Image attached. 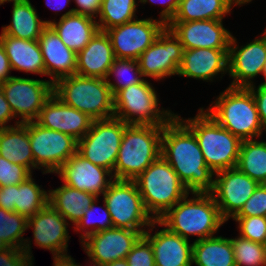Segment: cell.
Listing matches in <instances>:
<instances>
[{"mask_svg":"<svg viewBox=\"0 0 266 266\" xmlns=\"http://www.w3.org/2000/svg\"><path fill=\"white\" fill-rule=\"evenodd\" d=\"M90 264H91V266L93 265V266H99V265H96V264H92L91 262H90ZM81 266V265H80Z\"/></svg>","mask_w":266,"mask_h":266,"instance_id":"cell-59","label":"cell"},{"mask_svg":"<svg viewBox=\"0 0 266 266\" xmlns=\"http://www.w3.org/2000/svg\"><path fill=\"white\" fill-rule=\"evenodd\" d=\"M155 220L143 236L150 242L156 266H192L193 243L180 235L169 231L166 227L155 232ZM150 231V232H149Z\"/></svg>","mask_w":266,"mask_h":266,"instance_id":"cell-22","label":"cell"},{"mask_svg":"<svg viewBox=\"0 0 266 266\" xmlns=\"http://www.w3.org/2000/svg\"><path fill=\"white\" fill-rule=\"evenodd\" d=\"M210 105L203 110L242 141L260 138L265 132L248 88L227 87Z\"/></svg>","mask_w":266,"mask_h":266,"instance_id":"cell-3","label":"cell"},{"mask_svg":"<svg viewBox=\"0 0 266 266\" xmlns=\"http://www.w3.org/2000/svg\"><path fill=\"white\" fill-rule=\"evenodd\" d=\"M22 249L9 247L0 252V266H34Z\"/></svg>","mask_w":266,"mask_h":266,"instance_id":"cell-44","label":"cell"},{"mask_svg":"<svg viewBox=\"0 0 266 266\" xmlns=\"http://www.w3.org/2000/svg\"><path fill=\"white\" fill-rule=\"evenodd\" d=\"M0 208L15 212L14 185L0 187Z\"/></svg>","mask_w":266,"mask_h":266,"instance_id":"cell-49","label":"cell"},{"mask_svg":"<svg viewBox=\"0 0 266 266\" xmlns=\"http://www.w3.org/2000/svg\"><path fill=\"white\" fill-rule=\"evenodd\" d=\"M161 155L189 193H210L215 173L206 165L194 133L175 115L163 126Z\"/></svg>","mask_w":266,"mask_h":266,"instance_id":"cell-1","label":"cell"},{"mask_svg":"<svg viewBox=\"0 0 266 266\" xmlns=\"http://www.w3.org/2000/svg\"><path fill=\"white\" fill-rule=\"evenodd\" d=\"M213 190L210 192L227 222L243 207L259 183L242 173L237 167L215 173Z\"/></svg>","mask_w":266,"mask_h":266,"instance_id":"cell-15","label":"cell"},{"mask_svg":"<svg viewBox=\"0 0 266 266\" xmlns=\"http://www.w3.org/2000/svg\"><path fill=\"white\" fill-rule=\"evenodd\" d=\"M262 75L264 76V80L265 81L263 83L261 82V84H259V85L266 86V59H265V65H264V69H263Z\"/></svg>","mask_w":266,"mask_h":266,"instance_id":"cell-56","label":"cell"},{"mask_svg":"<svg viewBox=\"0 0 266 266\" xmlns=\"http://www.w3.org/2000/svg\"><path fill=\"white\" fill-rule=\"evenodd\" d=\"M68 221L49 203L28 218L27 228L33 231L34 243L39 248L48 249L53 256L67 254L68 242ZM69 235V236H68Z\"/></svg>","mask_w":266,"mask_h":266,"instance_id":"cell-20","label":"cell"},{"mask_svg":"<svg viewBox=\"0 0 266 266\" xmlns=\"http://www.w3.org/2000/svg\"><path fill=\"white\" fill-rule=\"evenodd\" d=\"M29 2L30 0H0V5L4 4L5 2Z\"/></svg>","mask_w":266,"mask_h":266,"instance_id":"cell-55","label":"cell"},{"mask_svg":"<svg viewBox=\"0 0 266 266\" xmlns=\"http://www.w3.org/2000/svg\"><path fill=\"white\" fill-rule=\"evenodd\" d=\"M239 6L243 5V4H247L250 3L252 0H235Z\"/></svg>","mask_w":266,"mask_h":266,"instance_id":"cell-57","label":"cell"},{"mask_svg":"<svg viewBox=\"0 0 266 266\" xmlns=\"http://www.w3.org/2000/svg\"><path fill=\"white\" fill-rule=\"evenodd\" d=\"M237 168L259 184H266V141L243 140Z\"/></svg>","mask_w":266,"mask_h":266,"instance_id":"cell-33","label":"cell"},{"mask_svg":"<svg viewBox=\"0 0 266 266\" xmlns=\"http://www.w3.org/2000/svg\"><path fill=\"white\" fill-rule=\"evenodd\" d=\"M115 59L108 34L98 30L90 42L77 53L76 74L106 79Z\"/></svg>","mask_w":266,"mask_h":266,"instance_id":"cell-25","label":"cell"},{"mask_svg":"<svg viewBox=\"0 0 266 266\" xmlns=\"http://www.w3.org/2000/svg\"><path fill=\"white\" fill-rule=\"evenodd\" d=\"M228 50L184 49L177 75L212 82L218 74L228 73Z\"/></svg>","mask_w":266,"mask_h":266,"instance_id":"cell-23","label":"cell"},{"mask_svg":"<svg viewBox=\"0 0 266 266\" xmlns=\"http://www.w3.org/2000/svg\"><path fill=\"white\" fill-rule=\"evenodd\" d=\"M105 266H129V265L127 264L126 259L123 258V259H119V260L113 261L111 263H108Z\"/></svg>","mask_w":266,"mask_h":266,"instance_id":"cell-53","label":"cell"},{"mask_svg":"<svg viewBox=\"0 0 266 266\" xmlns=\"http://www.w3.org/2000/svg\"><path fill=\"white\" fill-rule=\"evenodd\" d=\"M191 194L193 198L187 194L159 218L158 225L186 240L190 235L198 236L194 241L197 242L215 236L226 221L221 217L211 193Z\"/></svg>","mask_w":266,"mask_h":266,"instance_id":"cell-2","label":"cell"},{"mask_svg":"<svg viewBox=\"0 0 266 266\" xmlns=\"http://www.w3.org/2000/svg\"><path fill=\"white\" fill-rule=\"evenodd\" d=\"M55 173L61 177L63 184L80 191L89 192L97 197L100 194L103 195L115 180L110 170L91 163L78 152Z\"/></svg>","mask_w":266,"mask_h":266,"instance_id":"cell-19","label":"cell"},{"mask_svg":"<svg viewBox=\"0 0 266 266\" xmlns=\"http://www.w3.org/2000/svg\"><path fill=\"white\" fill-rule=\"evenodd\" d=\"M11 23L3 26V34L25 40H39L47 21L41 20L31 2H13Z\"/></svg>","mask_w":266,"mask_h":266,"instance_id":"cell-30","label":"cell"},{"mask_svg":"<svg viewBox=\"0 0 266 266\" xmlns=\"http://www.w3.org/2000/svg\"><path fill=\"white\" fill-rule=\"evenodd\" d=\"M77 8H72L74 14L86 15L97 19L101 11L102 0H74Z\"/></svg>","mask_w":266,"mask_h":266,"instance_id":"cell-46","label":"cell"},{"mask_svg":"<svg viewBox=\"0 0 266 266\" xmlns=\"http://www.w3.org/2000/svg\"><path fill=\"white\" fill-rule=\"evenodd\" d=\"M0 156L26 167L31 173L34 157L29 138V122L15 121L13 127L0 128Z\"/></svg>","mask_w":266,"mask_h":266,"instance_id":"cell-28","label":"cell"},{"mask_svg":"<svg viewBox=\"0 0 266 266\" xmlns=\"http://www.w3.org/2000/svg\"><path fill=\"white\" fill-rule=\"evenodd\" d=\"M144 79L139 84H133L118 91L114 97V117L129 125L164 126L176 113L160 109L159 96Z\"/></svg>","mask_w":266,"mask_h":266,"instance_id":"cell-8","label":"cell"},{"mask_svg":"<svg viewBox=\"0 0 266 266\" xmlns=\"http://www.w3.org/2000/svg\"><path fill=\"white\" fill-rule=\"evenodd\" d=\"M176 116L194 133L206 165L214 173L237 167L242 140L217 123L203 107L193 118Z\"/></svg>","mask_w":266,"mask_h":266,"instance_id":"cell-4","label":"cell"},{"mask_svg":"<svg viewBox=\"0 0 266 266\" xmlns=\"http://www.w3.org/2000/svg\"><path fill=\"white\" fill-rule=\"evenodd\" d=\"M112 75H115V80L117 79L115 83L109 78ZM142 77L138 60L116 58L110 66L106 82L114 96L121 89L141 83L144 80Z\"/></svg>","mask_w":266,"mask_h":266,"instance_id":"cell-37","label":"cell"},{"mask_svg":"<svg viewBox=\"0 0 266 266\" xmlns=\"http://www.w3.org/2000/svg\"><path fill=\"white\" fill-rule=\"evenodd\" d=\"M27 220L26 217L17 212H9L0 208V239L10 247L22 249L33 262L31 241L23 237L25 231L28 229Z\"/></svg>","mask_w":266,"mask_h":266,"instance_id":"cell-35","label":"cell"},{"mask_svg":"<svg viewBox=\"0 0 266 266\" xmlns=\"http://www.w3.org/2000/svg\"><path fill=\"white\" fill-rule=\"evenodd\" d=\"M230 239L236 266H266L264 244L253 242L240 235Z\"/></svg>","mask_w":266,"mask_h":266,"instance_id":"cell-38","label":"cell"},{"mask_svg":"<svg viewBox=\"0 0 266 266\" xmlns=\"http://www.w3.org/2000/svg\"><path fill=\"white\" fill-rule=\"evenodd\" d=\"M142 4L150 3L151 4L155 2H159L160 4H163L165 8L160 12V20L163 21L166 25L173 19L175 16L178 7H179V0H138Z\"/></svg>","mask_w":266,"mask_h":266,"instance_id":"cell-47","label":"cell"},{"mask_svg":"<svg viewBox=\"0 0 266 266\" xmlns=\"http://www.w3.org/2000/svg\"><path fill=\"white\" fill-rule=\"evenodd\" d=\"M34 180L31 175L21 184L14 185L15 212L27 219L44 208L49 199V193Z\"/></svg>","mask_w":266,"mask_h":266,"instance_id":"cell-34","label":"cell"},{"mask_svg":"<svg viewBox=\"0 0 266 266\" xmlns=\"http://www.w3.org/2000/svg\"><path fill=\"white\" fill-rule=\"evenodd\" d=\"M183 50L178 38L166 26L138 59L143 78L150 77L159 81L177 75Z\"/></svg>","mask_w":266,"mask_h":266,"instance_id":"cell-14","label":"cell"},{"mask_svg":"<svg viewBox=\"0 0 266 266\" xmlns=\"http://www.w3.org/2000/svg\"><path fill=\"white\" fill-rule=\"evenodd\" d=\"M127 125L115 117L93 120L90 130L77 141V152L91 163L113 173Z\"/></svg>","mask_w":266,"mask_h":266,"instance_id":"cell-10","label":"cell"},{"mask_svg":"<svg viewBox=\"0 0 266 266\" xmlns=\"http://www.w3.org/2000/svg\"><path fill=\"white\" fill-rule=\"evenodd\" d=\"M165 27L166 24L160 19L136 18L105 32L110 38L115 58L138 60Z\"/></svg>","mask_w":266,"mask_h":266,"instance_id":"cell-13","label":"cell"},{"mask_svg":"<svg viewBox=\"0 0 266 266\" xmlns=\"http://www.w3.org/2000/svg\"><path fill=\"white\" fill-rule=\"evenodd\" d=\"M35 122L44 128L68 134L79 141L90 130L93 119L65 105L53 93L43 105Z\"/></svg>","mask_w":266,"mask_h":266,"instance_id":"cell-21","label":"cell"},{"mask_svg":"<svg viewBox=\"0 0 266 266\" xmlns=\"http://www.w3.org/2000/svg\"><path fill=\"white\" fill-rule=\"evenodd\" d=\"M223 20L169 22L166 26L178 38L183 49H229L232 33Z\"/></svg>","mask_w":266,"mask_h":266,"instance_id":"cell-18","label":"cell"},{"mask_svg":"<svg viewBox=\"0 0 266 266\" xmlns=\"http://www.w3.org/2000/svg\"><path fill=\"white\" fill-rule=\"evenodd\" d=\"M53 93L65 104L93 120L114 117V97L106 79L77 74L58 79Z\"/></svg>","mask_w":266,"mask_h":266,"instance_id":"cell-6","label":"cell"},{"mask_svg":"<svg viewBox=\"0 0 266 266\" xmlns=\"http://www.w3.org/2000/svg\"><path fill=\"white\" fill-rule=\"evenodd\" d=\"M53 258V266H80L69 254L53 256Z\"/></svg>","mask_w":266,"mask_h":266,"instance_id":"cell-51","label":"cell"},{"mask_svg":"<svg viewBox=\"0 0 266 266\" xmlns=\"http://www.w3.org/2000/svg\"><path fill=\"white\" fill-rule=\"evenodd\" d=\"M238 223L239 235L253 242L265 243L266 217L263 216H234Z\"/></svg>","mask_w":266,"mask_h":266,"instance_id":"cell-40","label":"cell"},{"mask_svg":"<svg viewBox=\"0 0 266 266\" xmlns=\"http://www.w3.org/2000/svg\"><path fill=\"white\" fill-rule=\"evenodd\" d=\"M16 118L7 102L5 95L0 87V128H9L13 125H7L10 120Z\"/></svg>","mask_w":266,"mask_h":266,"instance_id":"cell-48","label":"cell"},{"mask_svg":"<svg viewBox=\"0 0 266 266\" xmlns=\"http://www.w3.org/2000/svg\"><path fill=\"white\" fill-rule=\"evenodd\" d=\"M136 0H102L98 28L106 31L112 27L122 25L137 18Z\"/></svg>","mask_w":266,"mask_h":266,"instance_id":"cell-36","label":"cell"},{"mask_svg":"<svg viewBox=\"0 0 266 266\" xmlns=\"http://www.w3.org/2000/svg\"><path fill=\"white\" fill-rule=\"evenodd\" d=\"M98 200H99V198L95 199L93 204L84 211V215L76 223V225H75L76 227H73L74 231H78V232L80 231V233L85 232V233H82L81 236H80L81 242L84 239H86L88 236H90L92 234H95L96 232H99V231H102V230H106V229H109V228H113V222H112V219H111V215H110V213L108 211V208L106 207V204H105L104 200H103L104 206L103 207H101V206L98 207V208L102 209L101 213L103 214V216L100 217V218H97L98 216L96 218L94 217L95 216L94 214L98 210L97 207H96L97 206L96 203H98Z\"/></svg>","mask_w":266,"mask_h":266,"instance_id":"cell-39","label":"cell"},{"mask_svg":"<svg viewBox=\"0 0 266 266\" xmlns=\"http://www.w3.org/2000/svg\"><path fill=\"white\" fill-rule=\"evenodd\" d=\"M10 246L0 239V252L7 250Z\"/></svg>","mask_w":266,"mask_h":266,"instance_id":"cell-54","label":"cell"},{"mask_svg":"<svg viewBox=\"0 0 266 266\" xmlns=\"http://www.w3.org/2000/svg\"><path fill=\"white\" fill-rule=\"evenodd\" d=\"M0 43L5 48L12 70L46 75L39 40L19 39L1 32Z\"/></svg>","mask_w":266,"mask_h":266,"instance_id":"cell-27","label":"cell"},{"mask_svg":"<svg viewBox=\"0 0 266 266\" xmlns=\"http://www.w3.org/2000/svg\"><path fill=\"white\" fill-rule=\"evenodd\" d=\"M48 203L57 210L74 227L83 217L84 211L89 208L98 197L89 192L74 189L65 184L50 189Z\"/></svg>","mask_w":266,"mask_h":266,"instance_id":"cell-29","label":"cell"},{"mask_svg":"<svg viewBox=\"0 0 266 266\" xmlns=\"http://www.w3.org/2000/svg\"><path fill=\"white\" fill-rule=\"evenodd\" d=\"M46 76L54 84L58 79L76 74L77 54L69 49L55 30L47 25L39 37Z\"/></svg>","mask_w":266,"mask_h":266,"instance_id":"cell-24","label":"cell"},{"mask_svg":"<svg viewBox=\"0 0 266 266\" xmlns=\"http://www.w3.org/2000/svg\"><path fill=\"white\" fill-rule=\"evenodd\" d=\"M147 212L161 218L184 196L190 194L169 163L160 155L134 179Z\"/></svg>","mask_w":266,"mask_h":266,"instance_id":"cell-7","label":"cell"},{"mask_svg":"<svg viewBox=\"0 0 266 266\" xmlns=\"http://www.w3.org/2000/svg\"><path fill=\"white\" fill-rule=\"evenodd\" d=\"M232 35L228 50V74L233 79L229 87H249L261 75L266 59V31L246 45H236Z\"/></svg>","mask_w":266,"mask_h":266,"instance_id":"cell-16","label":"cell"},{"mask_svg":"<svg viewBox=\"0 0 266 266\" xmlns=\"http://www.w3.org/2000/svg\"><path fill=\"white\" fill-rule=\"evenodd\" d=\"M235 216L266 217V184H259Z\"/></svg>","mask_w":266,"mask_h":266,"instance_id":"cell-43","label":"cell"},{"mask_svg":"<svg viewBox=\"0 0 266 266\" xmlns=\"http://www.w3.org/2000/svg\"><path fill=\"white\" fill-rule=\"evenodd\" d=\"M192 263L196 266H236L231 239L213 236L193 242Z\"/></svg>","mask_w":266,"mask_h":266,"instance_id":"cell-32","label":"cell"},{"mask_svg":"<svg viewBox=\"0 0 266 266\" xmlns=\"http://www.w3.org/2000/svg\"><path fill=\"white\" fill-rule=\"evenodd\" d=\"M142 236L139 231L113 227L88 236L81 246L92 264L105 266L126 258Z\"/></svg>","mask_w":266,"mask_h":266,"instance_id":"cell-17","label":"cell"},{"mask_svg":"<svg viewBox=\"0 0 266 266\" xmlns=\"http://www.w3.org/2000/svg\"><path fill=\"white\" fill-rule=\"evenodd\" d=\"M0 87L15 117L20 123L35 121L45 102L53 94L51 81L13 76Z\"/></svg>","mask_w":266,"mask_h":266,"instance_id":"cell-12","label":"cell"},{"mask_svg":"<svg viewBox=\"0 0 266 266\" xmlns=\"http://www.w3.org/2000/svg\"><path fill=\"white\" fill-rule=\"evenodd\" d=\"M115 228H125L144 234L155 221L147 212L134 180L115 179L103 194ZM145 228V229H144Z\"/></svg>","mask_w":266,"mask_h":266,"instance_id":"cell-9","label":"cell"},{"mask_svg":"<svg viewBox=\"0 0 266 266\" xmlns=\"http://www.w3.org/2000/svg\"><path fill=\"white\" fill-rule=\"evenodd\" d=\"M71 0H46V5L52 7L55 12L61 11L65 6H67Z\"/></svg>","mask_w":266,"mask_h":266,"instance_id":"cell-52","label":"cell"},{"mask_svg":"<svg viewBox=\"0 0 266 266\" xmlns=\"http://www.w3.org/2000/svg\"><path fill=\"white\" fill-rule=\"evenodd\" d=\"M11 70L12 68L6 55L5 48L0 43V83L6 81L8 78L13 77L9 74Z\"/></svg>","mask_w":266,"mask_h":266,"instance_id":"cell-50","label":"cell"},{"mask_svg":"<svg viewBox=\"0 0 266 266\" xmlns=\"http://www.w3.org/2000/svg\"><path fill=\"white\" fill-rule=\"evenodd\" d=\"M264 248H265V251H266V240H265V243H264Z\"/></svg>","mask_w":266,"mask_h":266,"instance_id":"cell-58","label":"cell"},{"mask_svg":"<svg viewBox=\"0 0 266 266\" xmlns=\"http://www.w3.org/2000/svg\"><path fill=\"white\" fill-rule=\"evenodd\" d=\"M59 21L46 20L58 34L62 42L76 54L80 52L99 30L97 20L69 9L59 17Z\"/></svg>","mask_w":266,"mask_h":266,"instance_id":"cell-26","label":"cell"},{"mask_svg":"<svg viewBox=\"0 0 266 266\" xmlns=\"http://www.w3.org/2000/svg\"><path fill=\"white\" fill-rule=\"evenodd\" d=\"M29 138L34 157V169L43 174L55 173L77 152V140L72 136L29 122Z\"/></svg>","mask_w":266,"mask_h":266,"instance_id":"cell-11","label":"cell"},{"mask_svg":"<svg viewBox=\"0 0 266 266\" xmlns=\"http://www.w3.org/2000/svg\"><path fill=\"white\" fill-rule=\"evenodd\" d=\"M163 126L127 125L118 152L113 176L134 180L161 155Z\"/></svg>","mask_w":266,"mask_h":266,"instance_id":"cell-5","label":"cell"},{"mask_svg":"<svg viewBox=\"0 0 266 266\" xmlns=\"http://www.w3.org/2000/svg\"><path fill=\"white\" fill-rule=\"evenodd\" d=\"M236 5L239 4L235 0H179L178 10L170 22L223 20Z\"/></svg>","mask_w":266,"mask_h":266,"instance_id":"cell-31","label":"cell"},{"mask_svg":"<svg viewBox=\"0 0 266 266\" xmlns=\"http://www.w3.org/2000/svg\"><path fill=\"white\" fill-rule=\"evenodd\" d=\"M129 266H156L150 242L142 236L125 258Z\"/></svg>","mask_w":266,"mask_h":266,"instance_id":"cell-42","label":"cell"},{"mask_svg":"<svg viewBox=\"0 0 266 266\" xmlns=\"http://www.w3.org/2000/svg\"><path fill=\"white\" fill-rule=\"evenodd\" d=\"M31 175L26 167L0 156V187L19 185Z\"/></svg>","mask_w":266,"mask_h":266,"instance_id":"cell-41","label":"cell"},{"mask_svg":"<svg viewBox=\"0 0 266 266\" xmlns=\"http://www.w3.org/2000/svg\"><path fill=\"white\" fill-rule=\"evenodd\" d=\"M253 94L257 110L259 113L260 122L266 133V86L258 85L256 88L255 83L247 87Z\"/></svg>","mask_w":266,"mask_h":266,"instance_id":"cell-45","label":"cell"}]
</instances>
